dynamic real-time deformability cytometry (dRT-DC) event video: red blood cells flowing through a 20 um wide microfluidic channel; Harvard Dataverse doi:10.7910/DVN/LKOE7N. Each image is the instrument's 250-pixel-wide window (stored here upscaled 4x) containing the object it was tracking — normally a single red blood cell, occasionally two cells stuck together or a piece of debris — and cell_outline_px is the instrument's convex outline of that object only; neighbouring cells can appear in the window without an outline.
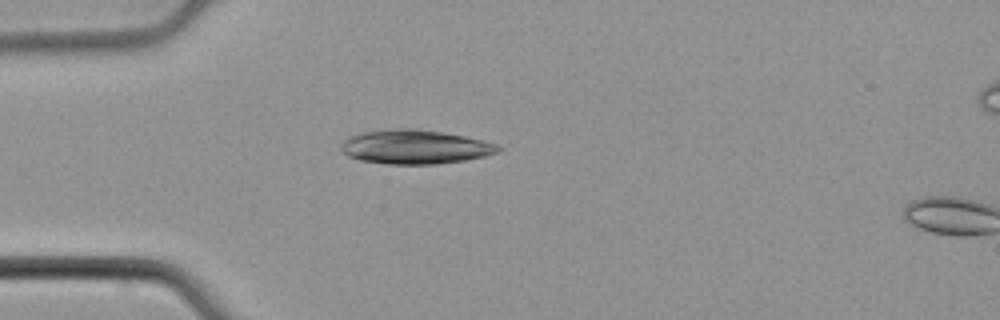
{"species": "common noctule bat (a hibernating species)", "species_latin": "Nyctalus noctula", "temperature_condition": "cold", "stored_images_in_passage": 6, "camera_frame_rate_fps": 3000, "um_per_image_px": 0.085, "animal": {"sex": "male", "body_mass_g": 21.5, "forearm_length_mm": 52.0}, "frame": {"image": 1, "passage_image": 6, "time_ms": 1.667, "image_size_px": [1000, 320], "cell_outline_px": [[504, 148], [500, 152], [484, 156], [464, 160], [436, 164], [388, 164], [360, 160], [348, 156], [340, 148], [340, 144], [344, 140], [352, 136], [364, 132], [392, 128], [412, 128], [440, 132], [464, 136], [496, 144]], "centroid_in_image_um": [35.28, 12.49], "position_along_channel_um": 49.7, "area_um2": 31.04}}